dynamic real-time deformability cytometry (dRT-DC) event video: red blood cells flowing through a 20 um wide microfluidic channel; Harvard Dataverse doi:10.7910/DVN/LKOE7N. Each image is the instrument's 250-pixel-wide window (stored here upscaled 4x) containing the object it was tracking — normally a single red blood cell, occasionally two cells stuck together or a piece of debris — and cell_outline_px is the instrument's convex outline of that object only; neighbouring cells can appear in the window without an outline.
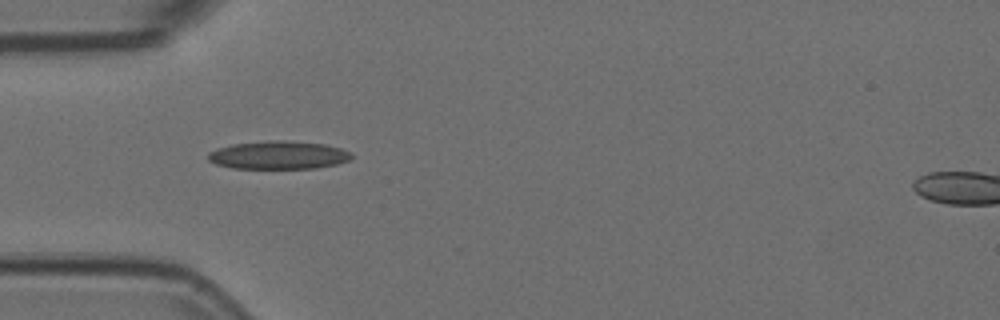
{"species": "Egyptian fruit bat (a non-hibernating species)", "species_latin": "Rousettus aegyptiacus", "temperature_condition": "room temperature", "stored_images_in_passage": 5, "camera_frame_rate_fps": 3000, "um_per_image_px": 0.085, "animal": {"sex": "female"}, "frame": {"image": 1, "passage_image": 4, "time_ms": 1.0, "image_size_px": [1000, 320], "cell_outline_px": [[352, 156], [348, 160], [336, 164], [316, 168], [232, 168], [216, 164], [208, 160], [208, 152], [216, 148], [232, 144], [272, 140], [284, 140], [324, 144], [340, 148], [352, 152]], "centroid_in_image_um": [23.64, 13.18], "position_along_channel_um": 61.4, "area_um2": 23.47}}